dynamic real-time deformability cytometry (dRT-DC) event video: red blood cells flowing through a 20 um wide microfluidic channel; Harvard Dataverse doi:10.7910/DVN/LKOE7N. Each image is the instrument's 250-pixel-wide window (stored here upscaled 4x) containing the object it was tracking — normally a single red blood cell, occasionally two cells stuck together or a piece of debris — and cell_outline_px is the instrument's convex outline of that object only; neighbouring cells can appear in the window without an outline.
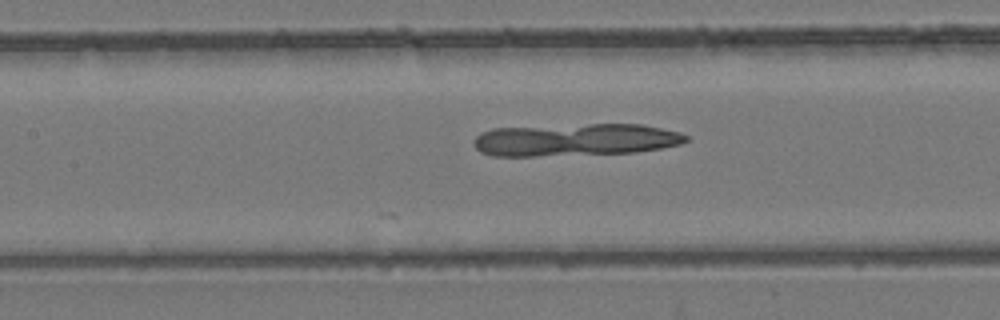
{"species": "common noctule bat (a hibernating species)", "species_latin": "Nyctalus noctula", "temperature_condition": "room temperature", "stored_images_in_passage": 54, "camera_frame_rate_fps": 3000, "um_per_image_px": 0.085, "animal": {"sex": "female", "body_mass_g": 24.6, "forearm_length_mm": 56.2}, "frame": {"image": 1, "passage_image": 25, "time_ms": 8.0, "image_size_px": [1000, 320], "cell_outline_px": [[688, 140], [680, 144], [660, 148], [636, 152], [536, 156], [492, 156], [480, 152], [476, 148], [472, 140], [480, 132], [492, 128], [588, 124], [640, 124], [680, 132], [688, 136]], "centroid_in_image_um": [48.86, 11.88], "position_along_channel_um": 158.5, "area_um2": 40.17}}